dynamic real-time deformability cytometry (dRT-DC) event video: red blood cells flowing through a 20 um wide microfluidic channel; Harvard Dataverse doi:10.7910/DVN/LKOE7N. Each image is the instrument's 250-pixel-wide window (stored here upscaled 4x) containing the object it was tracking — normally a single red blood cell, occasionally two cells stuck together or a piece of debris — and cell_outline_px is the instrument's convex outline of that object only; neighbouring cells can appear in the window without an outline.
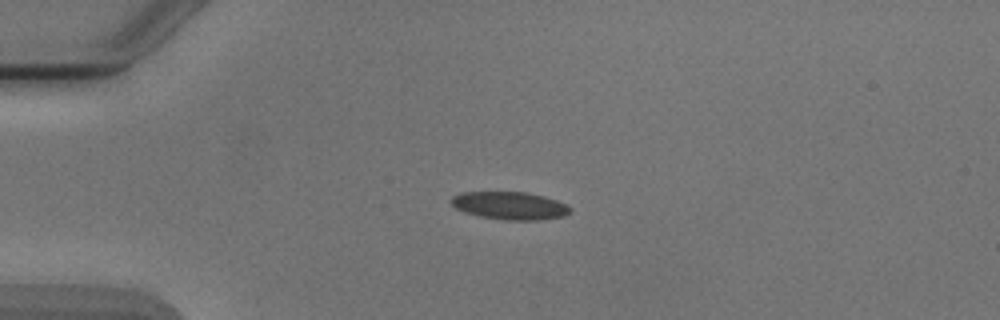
{"species": "Egyptian fruit bat (a non-hibernating species)", "species_latin": "Rousettus aegyptiacus", "temperature_condition": "cold", "stored_images_in_passage": 4, "camera_frame_rate_fps": 3000, "um_per_image_px": 0.085, "animal": {"sex": "male"}, "frame": {"image": 1, "passage_image": 3, "time_ms": 2.333, "image_size_px": [1000, 320], "cell_outline_px": [[572, 212], [564, 216], [540, 220], [504, 220], [480, 216], [464, 212], [456, 208], [448, 200], [452, 196], [460, 192], [528, 192], [544, 196], [568, 204], [572, 208]], "centroid_in_image_um": [43.35, 17.47], "position_along_channel_um": 41.6, "area_um2": 19.54}}